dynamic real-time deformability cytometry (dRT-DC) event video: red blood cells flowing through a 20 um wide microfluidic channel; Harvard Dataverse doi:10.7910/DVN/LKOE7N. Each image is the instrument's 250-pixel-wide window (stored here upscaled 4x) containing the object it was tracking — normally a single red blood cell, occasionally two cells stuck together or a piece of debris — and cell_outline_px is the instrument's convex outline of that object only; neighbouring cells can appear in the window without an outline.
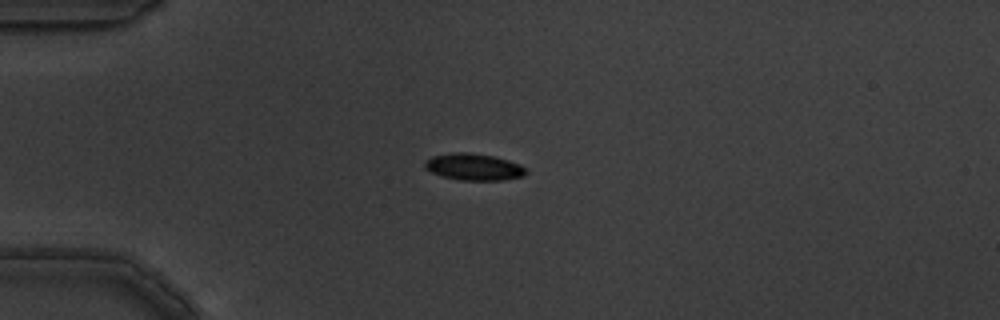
{"species": "common noctule bat (a hibernating species)", "species_latin": "Nyctalus noctula", "temperature_condition": "warm", "stored_images_in_passage": 7, "camera_frame_rate_fps": 3000, "um_per_image_px": 0.085, "animal": {"sex": "male", "body_mass_g": 19.5, "forearm_length_mm": 54.6}, "frame": {"image": 1, "passage_image": 4, "time_ms": 1.0, "image_size_px": [1000, 320], "cell_outline_px": [[528, 172], [524, 176], [504, 180], [460, 180], [444, 176], [432, 172], [424, 168], [424, 160], [432, 156], [452, 152], [468, 152], [496, 156], [520, 164], [528, 168]], "centroid_in_image_um": [40.3, 14.18], "position_along_channel_um": 44.7, "area_um2": 16.01}}
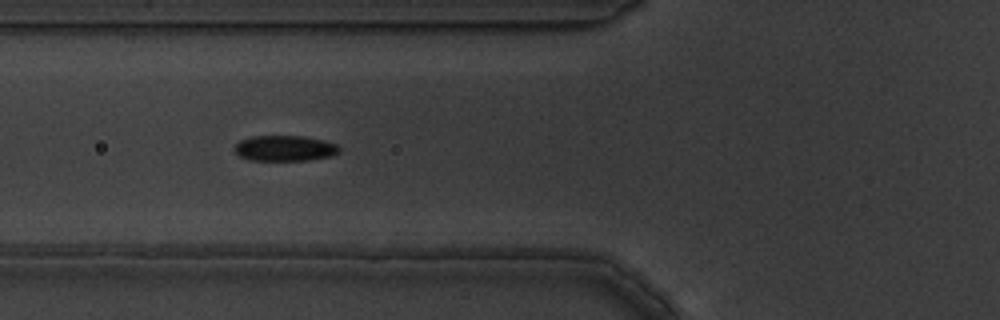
{"frame": {"image": 2, "passage_image": 6, "time_ms": 1.667, "image_size_px": [1000, 320], "cell_outline_px": [[340, 152], [332, 156], [308, 160], [248, 160], [232, 152], [232, 148], [240, 140], [252, 136], [304, 136], [324, 140], [336, 144], [340, 148]], "centroid_in_image_um": [24.18, 12.6], "position_along_channel_um": 101.6, "area_um2": 15.84}}
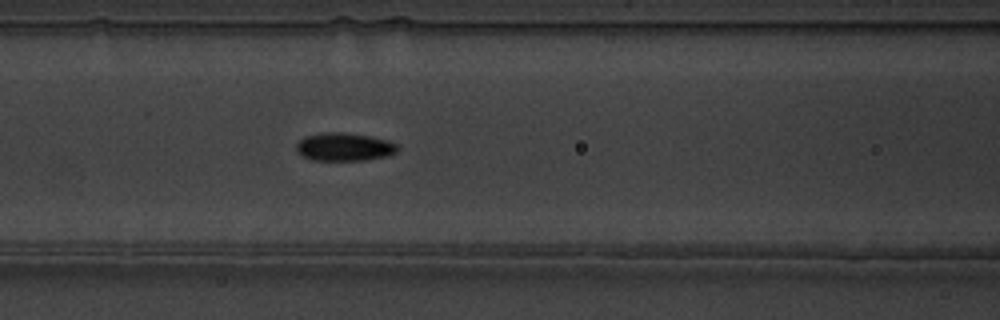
{"frame": {"image": 3, "passage_image": 7, "time_ms": 2.0, "image_size_px": [1000, 320], "cell_outline_px": [[396, 152], [388, 156], [364, 160], [312, 160], [296, 152], [296, 144], [304, 136], [324, 132], [344, 132], [368, 136], [388, 140], [396, 144]], "centroid_in_image_um": [29.23, 12.48], "position_along_channel_um": 137.4, "area_um2": 16.53}}